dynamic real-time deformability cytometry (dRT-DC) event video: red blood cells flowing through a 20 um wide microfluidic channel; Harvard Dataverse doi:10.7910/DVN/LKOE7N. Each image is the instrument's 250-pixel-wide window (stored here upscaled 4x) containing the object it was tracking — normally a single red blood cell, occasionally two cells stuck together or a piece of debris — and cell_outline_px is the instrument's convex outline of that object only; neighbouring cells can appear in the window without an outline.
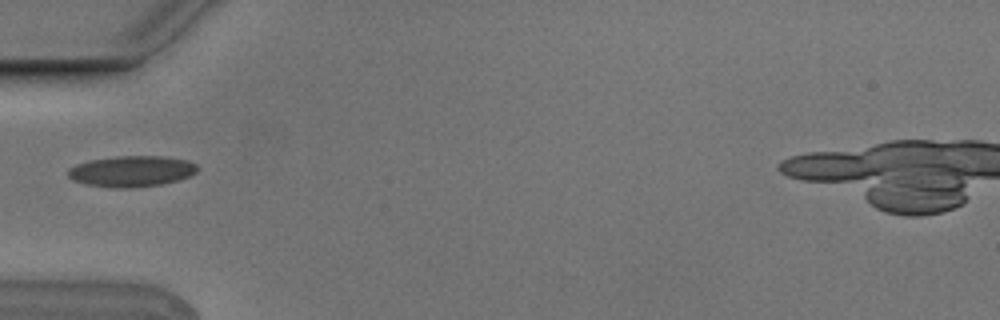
{"species": "Egyptian fruit bat (a non-hibernating species)", "species_latin": "Rousettus aegyptiacus", "temperature_condition": "cold", "stored_images_in_passage": 6, "camera_frame_rate_fps": 3000, "um_per_image_px": 0.085, "animal": {"sex": "male"}, "frame": {"image": 1, "passage_image": 6, "time_ms": 1.667, "image_size_px": [1000, 320], "cell_outline_px": [[200, 168], [196, 172], [180, 180], [160, 184], [132, 188], [116, 188], [84, 184], [72, 180], [64, 172], [68, 168], [76, 164], [92, 160], [116, 156], [164, 156], [188, 160], [196, 164]], "centroid_in_image_um": [11.17, 14.56], "position_along_channel_um": 73.8, "area_um2": 23.58}}